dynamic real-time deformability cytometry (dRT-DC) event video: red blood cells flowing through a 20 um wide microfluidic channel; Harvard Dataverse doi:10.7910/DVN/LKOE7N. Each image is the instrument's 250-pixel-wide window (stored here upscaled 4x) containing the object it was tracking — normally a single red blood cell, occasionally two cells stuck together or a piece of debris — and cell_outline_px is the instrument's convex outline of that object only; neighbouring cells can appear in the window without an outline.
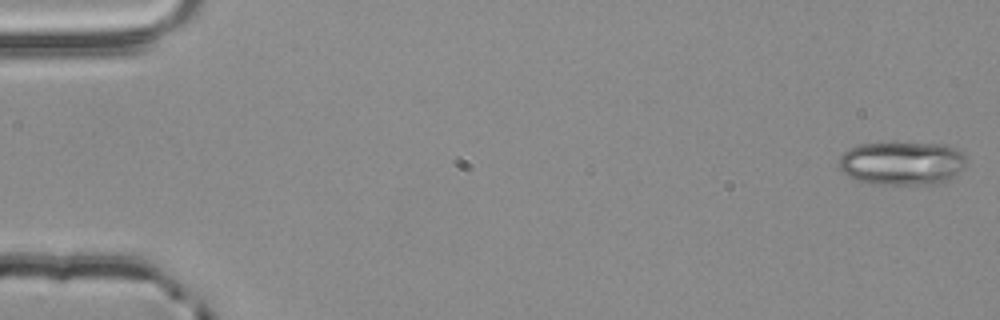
{"species": "common noctule bat (a hibernating species)", "species_latin": "Nyctalus noctula", "temperature_condition": "room temperature", "stored_images_in_passage": 54, "camera_frame_rate_fps": 3000, "um_per_image_px": 0.085, "animal": {"sex": "male", "body_mass_g": 20.4}, "frame": {"image": 1, "passage_image": 1, "time_ms": 0.0, "image_size_px": [1000, 320], "cell_outline_px": [[968, 164], [964, 168], [948, 180], [940, 184], [876, 184], [856, 180], [840, 172], [840, 156], [844, 152], [860, 144], [948, 144], [956, 148], [964, 156]], "centroid_in_image_um": [76.7, 13.89], "position_along_channel_um": 8.3, "area_um2": 32.19}}
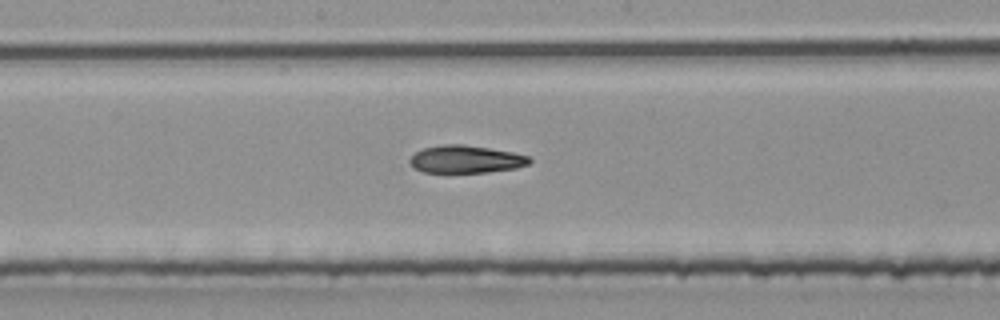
{"frame": {"image": 2, "passage_image": 29, "time_ms": 9.333, "image_size_px": [1000, 320], "cell_outline_px": [[532, 160], [528, 164], [516, 168], [488, 172], [424, 172], [412, 168], [408, 160], [416, 152], [424, 148], [444, 144], [464, 144], [512, 152], [528, 156]], "centroid_in_image_um": [39.57, 13.54], "position_along_channel_um": 208.6, "area_um2": 19.19}}
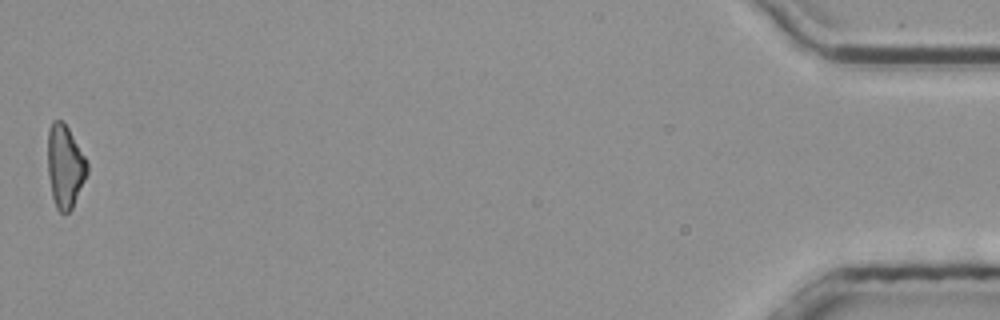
{"frame": {"image": 3, "passage_image": 54, "time_ms": 17.667, "image_size_px": [1000, 320], "cell_outline_px": [[88, 172], [72, 208], [68, 212], [60, 212], [56, 208], [52, 196], [48, 176], [48, 132], [52, 120], [64, 120], [84, 156], [88, 164]], "centroid_in_image_um": [5.51, 14.12], "position_along_channel_um": 429.7, "area_um2": 18.96}, "authors_computed_cell_mechanics": {"area_um2": 20.1722, "velocity_mm_per_s": 3.8706, "shape_relaxation_time_tau1_ms": 6.8877, "shape_relaxation_time_tau2_ms": 5.9393, "deformation_change_tau1": 0.2123, "deformation_change_tau2": 0.1658}}